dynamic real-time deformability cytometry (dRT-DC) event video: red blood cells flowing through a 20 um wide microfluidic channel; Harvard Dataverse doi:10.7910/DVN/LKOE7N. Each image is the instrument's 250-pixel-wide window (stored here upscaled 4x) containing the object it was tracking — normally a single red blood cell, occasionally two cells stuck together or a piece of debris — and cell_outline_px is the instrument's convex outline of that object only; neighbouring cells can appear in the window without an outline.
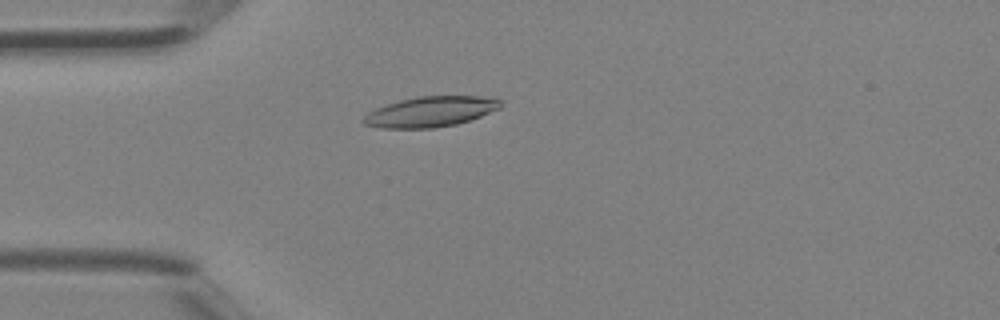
{"species": "Egyptian fruit bat (a non-hibernating species)", "species_latin": "Rousettus aegyptiacus", "temperature_condition": "room temperature", "stored_images_in_passage": 42, "camera_frame_rate_fps": 3000, "um_per_image_px": 0.085, "animal": {"sex": "female"}, "frame": {"image": 1, "passage_image": 12, "time_ms": 3.667, "image_size_px": [1000, 320], "cell_outline_px": [[500, 108], [480, 116], [456, 124], [432, 128], [380, 128], [364, 124], [360, 120], [368, 112], [376, 108], [400, 100], [416, 96], [496, 96], [500, 100]], "centroid_in_image_um": [36.58, 9.48], "position_along_channel_um": 48.4, "area_um2": 24.28}}
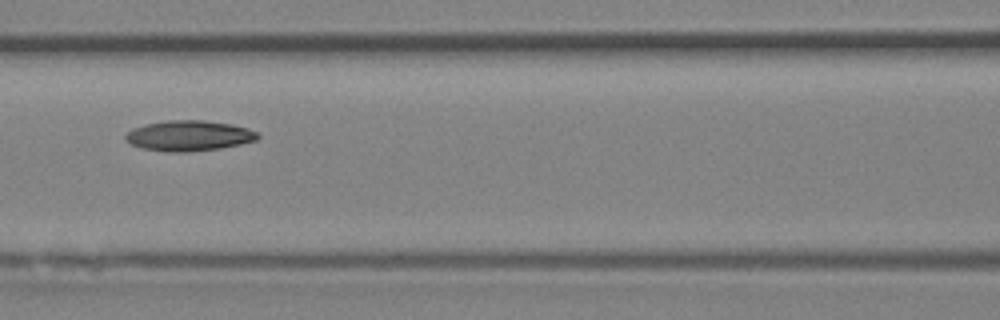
{"frame": {"image": 2, "passage_image": 19, "time_ms": 6.0, "image_size_px": [1000, 320], "cell_outline_px": [[260, 136], [256, 140], [240, 144], [220, 148], [188, 152], [168, 152], [140, 148], [124, 140], [124, 136], [132, 128], [144, 124], [168, 120], [204, 120], [232, 124], [248, 128], [256, 132]], "centroid_in_image_um": [16.03, 11.53], "position_along_channel_um": 150.6, "area_um2": 23.58}}
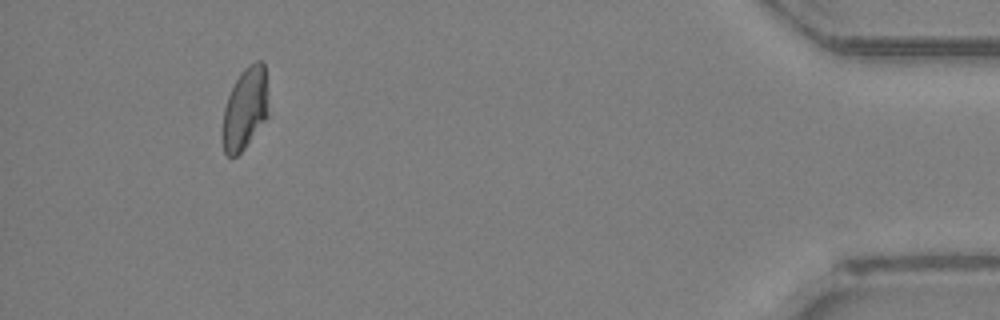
{"frame": {"image": 3, "passage_image": 39, "time_ms": 12.667, "image_size_px": [1000, 320], "cell_outline_px": [[268, 116], [244, 148], [236, 156], [228, 156], [224, 152], [224, 108], [228, 96], [240, 72], [244, 68], [256, 60], [264, 60], [268, 92]], "centroid_in_image_um": [20.88, 9.16], "position_along_channel_um": 414.3, "area_um2": 21.68}}